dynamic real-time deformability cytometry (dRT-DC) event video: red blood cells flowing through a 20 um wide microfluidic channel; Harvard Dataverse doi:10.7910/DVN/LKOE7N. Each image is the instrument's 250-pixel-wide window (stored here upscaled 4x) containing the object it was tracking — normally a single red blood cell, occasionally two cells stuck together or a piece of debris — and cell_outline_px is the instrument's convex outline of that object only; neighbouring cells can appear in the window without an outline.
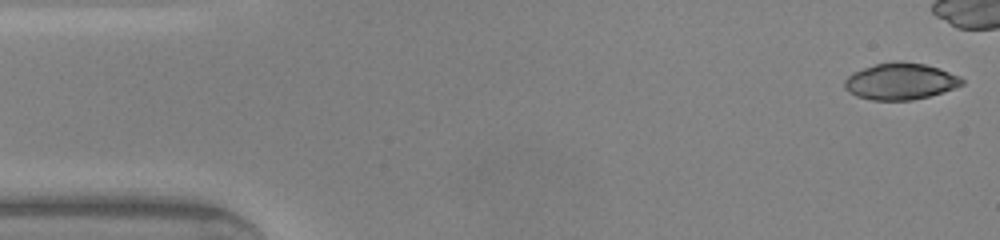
{"species": "common noctule bat (a hibernating species)", "species_latin": "Nyctalus noctula", "temperature_condition": "warm", "stored_images_in_passage": 36, "camera_frame_rate_fps": 3000, "um_per_image_px": 0.085, "animal": {"sex": "male", "body_mass_g": 20.0, "forearm_length_mm": 53.3}, "frame": {"image": 1, "passage_image": 1, "time_ms": 0.0, "image_size_px": [1000, 240], "cell_outline_px": [[964, 84], [928, 96], [912, 100], [872, 100], [856, 96], [848, 92], [844, 88], [844, 80], [852, 72], [876, 64], [892, 60], [900, 60], [924, 64], [940, 68], [960, 76], [964, 80]], "centroid_in_image_um": [76.51, 6.9], "position_along_channel_um": 8.5, "area_um2": 25.14}}
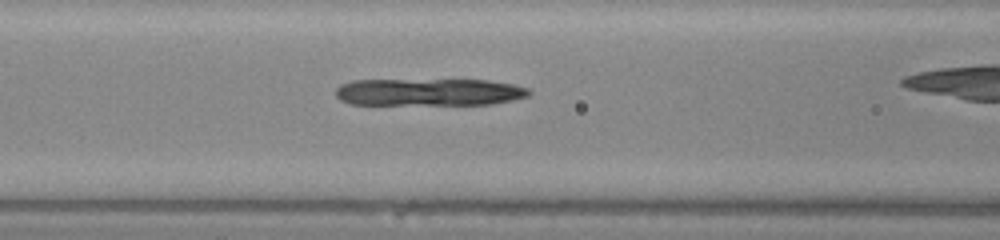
{"frame": {"image": 2, "passage_image": 18, "time_ms": 5.667, "image_size_px": [1000, 240], "cell_outline_px": [[532, 92], [528, 96], [512, 100], [488, 104], [352, 104], [340, 100], [336, 96], [336, 88], [340, 84], [352, 80], [488, 80], [512, 84], [528, 88]], "centroid_in_image_um": [36.45, 7.82], "position_along_channel_um": 130.2, "area_um2": 30.63}}
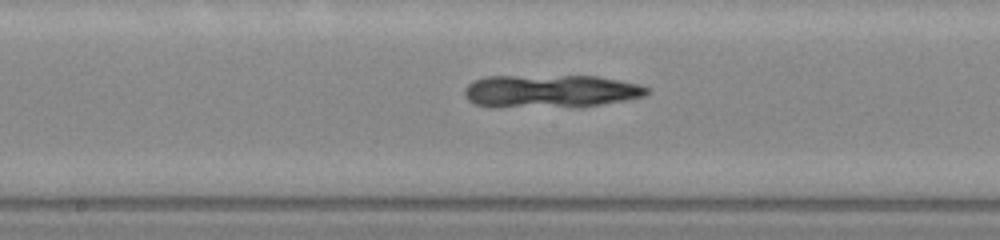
{"frame": {"image": 3, "passage_image": 23, "time_ms": 7.333, "image_size_px": [1000, 240], "cell_outline_px": [[648, 92], [644, 96], [628, 100], [600, 104], [476, 104], [468, 100], [464, 96], [464, 88], [472, 80], [488, 76], [596, 76], [640, 84], [648, 88]], "centroid_in_image_um": [46.84, 7.67], "position_along_channel_um": 201.4, "area_um2": 33.0}}